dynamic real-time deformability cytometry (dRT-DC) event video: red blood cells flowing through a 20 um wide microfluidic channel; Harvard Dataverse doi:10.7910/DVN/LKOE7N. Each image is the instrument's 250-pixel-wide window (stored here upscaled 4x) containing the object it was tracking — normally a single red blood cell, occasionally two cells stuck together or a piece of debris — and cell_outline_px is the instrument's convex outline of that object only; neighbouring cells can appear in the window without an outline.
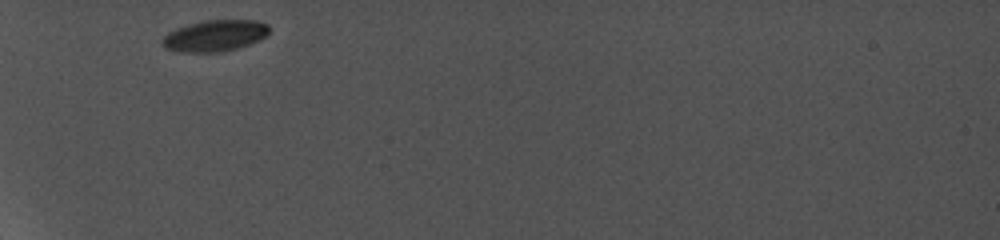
{"species": "common noctule bat (a hibernating species)", "species_latin": "Nyctalus noctula", "temperature_condition": "cold", "stored_images_in_passage": 6, "camera_frame_rate_fps": 5000, "um_per_image_px": 0.085, "animal": {"sex": "female", "body_mass_g": 19.0, "forearm_length_mm": 56.7}, "frame": {"image": 1, "passage_image": 1, "time_ms": 0.0, "image_size_px": [1000, 240], "cell_outline_px": [[268, 32], [260, 40], [236, 48], [220, 52], [184, 52], [164, 48], [164, 36], [168, 32], [176, 28], [200, 20], [256, 20], [268, 24]], "centroid_in_image_um": [18.26, 3.02], "position_along_channel_um": 66.7, "area_um2": 19.36}}
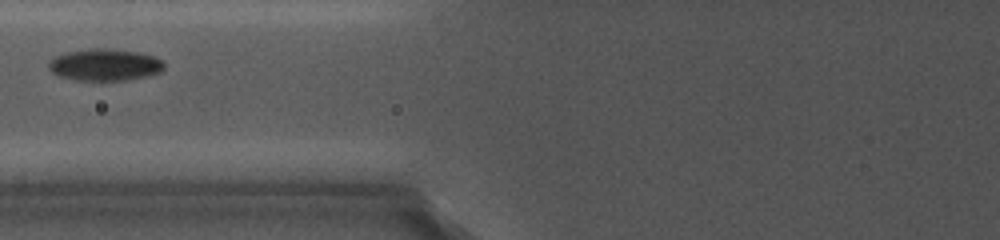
{"frame": {"image": 2, "passage_image": 3, "time_ms": 1.8, "image_size_px": [1000, 240], "cell_outline_px": [[164, 68], [160, 72], [148, 76], [128, 80], [76, 80], [56, 76], [48, 68], [48, 64], [56, 56], [68, 52], [96, 48], [108, 48], [136, 52], [156, 56], [164, 64]], "centroid_in_image_um": [8.92, 5.52], "position_along_channel_um": 116.9, "area_um2": 21.39}}